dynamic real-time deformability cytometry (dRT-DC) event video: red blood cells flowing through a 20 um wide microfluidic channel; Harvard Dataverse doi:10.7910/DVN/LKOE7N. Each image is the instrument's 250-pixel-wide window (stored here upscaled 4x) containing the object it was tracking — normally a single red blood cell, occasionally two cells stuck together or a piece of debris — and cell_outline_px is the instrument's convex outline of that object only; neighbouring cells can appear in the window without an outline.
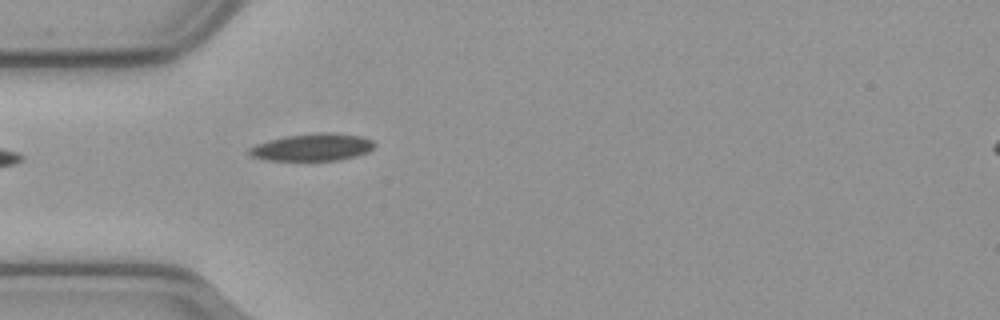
{"species": "common noctule bat (a hibernating species)", "species_latin": "Nyctalus noctula", "temperature_condition": "cold", "stored_images_in_passage": 8, "camera_frame_rate_fps": 3000, "um_per_image_px": 0.085, "animal": {"sex": "male", "body_mass_g": 23.1, "forearm_length_mm": 52.7}, "frame": {"image": 1, "passage_image": 1, "time_ms": 0.0, "image_size_px": [1000, 320], "cell_outline_px": [[376, 144], [372, 148], [364, 152], [340, 160], [268, 160], [252, 156], [248, 152], [248, 148], [256, 144], [288, 136], [316, 132], [328, 132], [360, 136], [372, 140]], "centroid_in_image_um": [26.54, 12.51], "position_along_channel_um": 58.5, "area_um2": 19.48}}
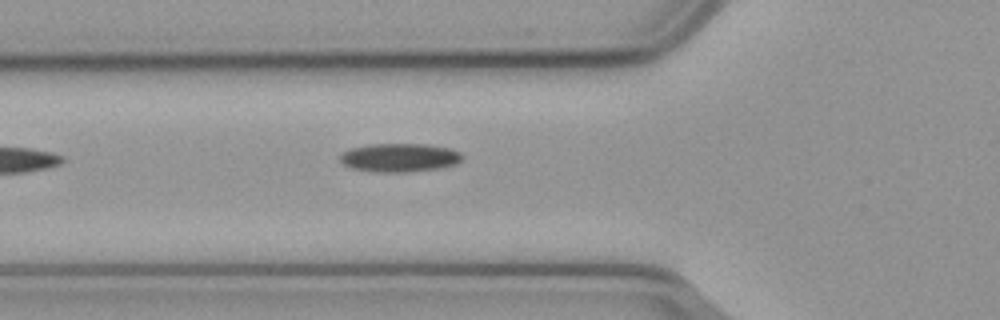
{"frame": {"image": 2, "passage_image": 4, "time_ms": 1.0, "image_size_px": [1000, 320], "cell_outline_px": [[464, 156], [456, 164], [432, 168], [404, 172], [380, 172], [356, 168], [344, 164], [340, 160], [340, 156], [344, 152], [352, 148], [372, 144], [424, 144], [448, 148], [460, 152]], "centroid_in_image_um": [33.98, 13.38], "position_along_channel_um": 91.8, "area_um2": 19.71}}